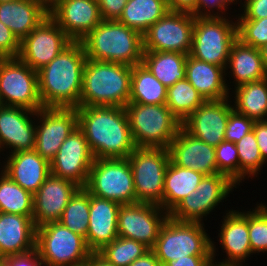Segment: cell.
<instances>
[{
  "instance_id": "cell-1",
  "label": "cell",
  "mask_w": 267,
  "mask_h": 266,
  "mask_svg": "<svg viewBox=\"0 0 267 266\" xmlns=\"http://www.w3.org/2000/svg\"><path fill=\"white\" fill-rule=\"evenodd\" d=\"M77 116L94 159L128 158L135 150L124 107L79 106Z\"/></svg>"
},
{
  "instance_id": "cell-2",
  "label": "cell",
  "mask_w": 267,
  "mask_h": 266,
  "mask_svg": "<svg viewBox=\"0 0 267 266\" xmlns=\"http://www.w3.org/2000/svg\"><path fill=\"white\" fill-rule=\"evenodd\" d=\"M86 60L81 41H72L48 65L37 71L43 107H79Z\"/></svg>"
},
{
  "instance_id": "cell-3",
  "label": "cell",
  "mask_w": 267,
  "mask_h": 266,
  "mask_svg": "<svg viewBox=\"0 0 267 266\" xmlns=\"http://www.w3.org/2000/svg\"><path fill=\"white\" fill-rule=\"evenodd\" d=\"M132 66L86 60L79 106L125 107L130 99Z\"/></svg>"
},
{
  "instance_id": "cell-4",
  "label": "cell",
  "mask_w": 267,
  "mask_h": 266,
  "mask_svg": "<svg viewBox=\"0 0 267 266\" xmlns=\"http://www.w3.org/2000/svg\"><path fill=\"white\" fill-rule=\"evenodd\" d=\"M80 41L88 59L132 67L142 63L143 35L117 20H102Z\"/></svg>"
},
{
  "instance_id": "cell-5",
  "label": "cell",
  "mask_w": 267,
  "mask_h": 266,
  "mask_svg": "<svg viewBox=\"0 0 267 266\" xmlns=\"http://www.w3.org/2000/svg\"><path fill=\"white\" fill-rule=\"evenodd\" d=\"M136 147L168 149L181 128V121L166 104L128 102L124 107Z\"/></svg>"
},
{
  "instance_id": "cell-6",
  "label": "cell",
  "mask_w": 267,
  "mask_h": 266,
  "mask_svg": "<svg viewBox=\"0 0 267 266\" xmlns=\"http://www.w3.org/2000/svg\"><path fill=\"white\" fill-rule=\"evenodd\" d=\"M203 226L201 222L178 221L169 216L151 249L161 266L185 256H212V239Z\"/></svg>"
},
{
  "instance_id": "cell-7",
  "label": "cell",
  "mask_w": 267,
  "mask_h": 266,
  "mask_svg": "<svg viewBox=\"0 0 267 266\" xmlns=\"http://www.w3.org/2000/svg\"><path fill=\"white\" fill-rule=\"evenodd\" d=\"M228 18L195 17L189 55L226 69L231 46L237 39V19Z\"/></svg>"
},
{
  "instance_id": "cell-8",
  "label": "cell",
  "mask_w": 267,
  "mask_h": 266,
  "mask_svg": "<svg viewBox=\"0 0 267 266\" xmlns=\"http://www.w3.org/2000/svg\"><path fill=\"white\" fill-rule=\"evenodd\" d=\"M35 250L45 266H75L92 253L83 236L58 221L37 227Z\"/></svg>"
},
{
  "instance_id": "cell-9",
  "label": "cell",
  "mask_w": 267,
  "mask_h": 266,
  "mask_svg": "<svg viewBox=\"0 0 267 266\" xmlns=\"http://www.w3.org/2000/svg\"><path fill=\"white\" fill-rule=\"evenodd\" d=\"M84 188L90 195L121 205L136 203L133 173L128 158L94 159Z\"/></svg>"
},
{
  "instance_id": "cell-10",
  "label": "cell",
  "mask_w": 267,
  "mask_h": 266,
  "mask_svg": "<svg viewBox=\"0 0 267 266\" xmlns=\"http://www.w3.org/2000/svg\"><path fill=\"white\" fill-rule=\"evenodd\" d=\"M136 193V203L159 205L163 209V186L170 163L168 149L136 147L128 157Z\"/></svg>"
},
{
  "instance_id": "cell-11",
  "label": "cell",
  "mask_w": 267,
  "mask_h": 266,
  "mask_svg": "<svg viewBox=\"0 0 267 266\" xmlns=\"http://www.w3.org/2000/svg\"><path fill=\"white\" fill-rule=\"evenodd\" d=\"M0 104L31 111L43 108L38 73L17 58H0Z\"/></svg>"
},
{
  "instance_id": "cell-12",
  "label": "cell",
  "mask_w": 267,
  "mask_h": 266,
  "mask_svg": "<svg viewBox=\"0 0 267 266\" xmlns=\"http://www.w3.org/2000/svg\"><path fill=\"white\" fill-rule=\"evenodd\" d=\"M236 186L237 184L224 174L205 175L197 189L185 197L169 216L178 221L203 223V219L218 208L220 202H224Z\"/></svg>"
},
{
  "instance_id": "cell-13",
  "label": "cell",
  "mask_w": 267,
  "mask_h": 266,
  "mask_svg": "<svg viewBox=\"0 0 267 266\" xmlns=\"http://www.w3.org/2000/svg\"><path fill=\"white\" fill-rule=\"evenodd\" d=\"M195 17L168 11L143 34V50L190 54Z\"/></svg>"
},
{
  "instance_id": "cell-14",
  "label": "cell",
  "mask_w": 267,
  "mask_h": 266,
  "mask_svg": "<svg viewBox=\"0 0 267 266\" xmlns=\"http://www.w3.org/2000/svg\"><path fill=\"white\" fill-rule=\"evenodd\" d=\"M168 217L169 214L156 204L137 202L121 205L118 211V235L152 249Z\"/></svg>"
},
{
  "instance_id": "cell-15",
  "label": "cell",
  "mask_w": 267,
  "mask_h": 266,
  "mask_svg": "<svg viewBox=\"0 0 267 266\" xmlns=\"http://www.w3.org/2000/svg\"><path fill=\"white\" fill-rule=\"evenodd\" d=\"M77 127V108H41L36 112L34 150L50 162L58 153L62 143Z\"/></svg>"
},
{
  "instance_id": "cell-16",
  "label": "cell",
  "mask_w": 267,
  "mask_h": 266,
  "mask_svg": "<svg viewBox=\"0 0 267 266\" xmlns=\"http://www.w3.org/2000/svg\"><path fill=\"white\" fill-rule=\"evenodd\" d=\"M72 40L48 15L20 42L18 58L34 71L48 65Z\"/></svg>"
},
{
  "instance_id": "cell-17",
  "label": "cell",
  "mask_w": 267,
  "mask_h": 266,
  "mask_svg": "<svg viewBox=\"0 0 267 266\" xmlns=\"http://www.w3.org/2000/svg\"><path fill=\"white\" fill-rule=\"evenodd\" d=\"M226 212L225 216H222L223 221L218 230V241L223 252L225 250L227 258L222 259V262L215 260L217 248L215 242L211 240L212 261L219 266H243L245 260L252 255L249 240V211L231 209Z\"/></svg>"
},
{
  "instance_id": "cell-18",
  "label": "cell",
  "mask_w": 267,
  "mask_h": 266,
  "mask_svg": "<svg viewBox=\"0 0 267 266\" xmlns=\"http://www.w3.org/2000/svg\"><path fill=\"white\" fill-rule=\"evenodd\" d=\"M94 161L83 132L77 127L62 143L50 161V172L56 177L85 187Z\"/></svg>"
},
{
  "instance_id": "cell-19",
  "label": "cell",
  "mask_w": 267,
  "mask_h": 266,
  "mask_svg": "<svg viewBox=\"0 0 267 266\" xmlns=\"http://www.w3.org/2000/svg\"><path fill=\"white\" fill-rule=\"evenodd\" d=\"M229 100L231 97L205 101L181 123V127L193 137L217 147L225 140L227 121L234 109Z\"/></svg>"
},
{
  "instance_id": "cell-20",
  "label": "cell",
  "mask_w": 267,
  "mask_h": 266,
  "mask_svg": "<svg viewBox=\"0 0 267 266\" xmlns=\"http://www.w3.org/2000/svg\"><path fill=\"white\" fill-rule=\"evenodd\" d=\"M35 124L36 111L0 104V153L6 148H10L9 154L33 150L36 138Z\"/></svg>"
},
{
  "instance_id": "cell-21",
  "label": "cell",
  "mask_w": 267,
  "mask_h": 266,
  "mask_svg": "<svg viewBox=\"0 0 267 266\" xmlns=\"http://www.w3.org/2000/svg\"><path fill=\"white\" fill-rule=\"evenodd\" d=\"M48 14L72 41H80L102 21L97 0H62Z\"/></svg>"
},
{
  "instance_id": "cell-22",
  "label": "cell",
  "mask_w": 267,
  "mask_h": 266,
  "mask_svg": "<svg viewBox=\"0 0 267 266\" xmlns=\"http://www.w3.org/2000/svg\"><path fill=\"white\" fill-rule=\"evenodd\" d=\"M79 188L73 181L50 174L33 195V222L36 227L59 221L66 205Z\"/></svg>"
},
{
  "instance_id": "cell-23",
  "label": "cell",
  "mask_w": 267,
  "mask_h": 266,
  "mask_svg": "<svg viewBox=\"0 0 267 266\" xmlns=\"http://www.w3.org/2000/svg\"><path fill=\"white\" fill-rule=\"evenodd\" d=\"M168 152L170 161L180 167L193 169L204 175L218 173L215 147L193 137L182 127L171 141Z\"/></svg>"
},
{
  "instance_id": "cell-24",
  "label": "cell",
  "mask_w": 267,
  "mask_h": 266,
  "mask_svg": "<svg viewBox=\"0 0 267 266\" xmlns=\"http://www.w3.org/2000/svg\"><path fill=\"white\" fill-rule=\"evenodd\" d=\"M0 169L10 179L33 195L51 174L50 162L34 149L18 151L6 155Z\"/></svg>"
},
{
  "instance_id": "cell-25",
  "label": "cell",
  "mask_w": 267,
  "mask_h": 266,
  "mask_svg": "<svg viewBox=\"0 0 267 266\" xmlns=\"http://www.w3.org/2000/svg\"><path fill=\"white\" fill-rule=\"evenodd\" d=\"M121 204L90 195V210L86 244L92 253L99 252L118 235L117 221Z\"/></svg>"
},
{
  "instance_id": "cell-26",
  "label": "cell",
  "mask_w": 267,
  "mask_h": 266,
  "mask_svg": "<svg viewBox=\"0 0 267 266\" xmlns=\"http://www.w3.org/2000/svg\"><path fill=\"white\" fill-rule=\"evenodd\" d=\"M33 217L0 212V260L36 249Z\"/></svg>"
},
{
  "instance_id": "cell-27",
  "label": "cell",
  "mask_w": 267,
  "mask_h": 266,
  "mask_svg": "<svg viewBox=\"0 0 267 266\" xmlns=\"http://www.w3.org/2000/svg\"><path fill=\"white\" fill-rule=\"evenodd\" d=\"M226 69L197 60L189 54L185 63V78L207 100H222L233 96L226 77ZM227 82V83H226ZM232 94V95H231Z\"/></svg>"
},
{
  "instance_id": "cell-28",
  "label": "cell",
  "mask_w": 267,
  "mask_h": 266,
  "mask_svg": "<svg viewBox=\"0 0 267 266\" xmlns=\"http://www.w3.org/2000/svg\"><path fill=\"white\" fill-rule=\"evenodd\" d=\"M226 76L230 73L235 80L234 88L253 81L267 78L260 49L244 44L236 39L230 49V55L226 66Z\"/></svg>"
},
{
  "instance_id": "cell-29",
  "label": "cell",
  "mask_w": 267,
  "mask_h": 266,
  "mask_svg": "<svg viewBox=\"0 0 267 266\" xmlns=\"http://www.w3.org/2000/svg\"><path fill=\"white\" fill-rule=\"evenodd\" d=\"M49 14L32 0H14L0 3V21L21 42Z\"/></svg>"
},
{
  "instance_id": "cell-30",
  "label": "cell",
  "mask_w": 267,
  "mask_h": 266,
  "mask_svg": "<svg viewBox=\"0 0 267 266\" xmlns=\"http://www.w3.org/2000/svg\"><path fill=\"white\" fill-rule=\"evenodd\" d=\"M205 175L183 168L171 161L166 169L163 186V209L169 214L185 197L195 191Z\"/></svg>"
},
{
  "instance_id": "cell-31",
  "label": "cell",
  "mask_w": 267,
  "mask_h": 266,
  "mask_svg": "<svg viewBox=\"0 0 267 266\" xmlns=\"http://www.w3.org/2000/svg\"><path fill=\"white\" fill-rule=\"evenodd\" d=\"M187 54L144 51L142 64L166 87L185 79Z\"/></svg>"
},
{
  "instance_id": "cell-32",
  "label": "cell",
  "mask_w": 267,
  "mask_h": 266,
  "mask_svg": "<svg viewBox=\"0 0 267 266\" xmlns=\"http://www.w3.org/2000/svg\"><path fill=\"white\" fill-rule=\"evenodd\" d=\"M233 108L254 121L267 120V78L233 88Z\"/></svg>"
},
{
  "instance_id": "cell-33",
  "label": "cell",
  "mask_w": 267,
  "mask_h": 266,
  "mask_svg": "<svg viewBox=\"0 0 267 266\" xmlns=\"http://www.w3.org/2000/svg\"><path fill=\"white\" fill-rule=\"evenodd\" d=\"M168 11L166 0H128L117 21L143 35Z\"/></svg>"
},
{
  "instance_id": "cell-34",
  "label": "cell",
  "mask_w": 267,
  "mask_h": 266,
  "mask_svg": "<svg viewBox=\"0 0 267 266\" xmlns=\"http://www.w3.org/2000/svg\"><path fill=\"white\" fill-rule=\"evenodd\" d=\"M167 87L142 63L132 67L129 102L146 105L166 104Z\"/></svg>"
},
{
  "instance_id": "cell-35",
  "label": "cell",
  "mask_w": 267,
  "mask_h": 266,
  "mask_svg": "<svg viewBox=\"0 0 267 266\" xmlns=\"http://www.w3.org/2000/svg\"><path fill=\"white\" fill-rule=\"evenodd\" d=\"M205 101L186 78L167 87L166 106L181 122Z\"/></svg>"
},
{
  "instance_id": "cell-36",
  "label": "cell",
  "mask_w": 267,
  "mask_h": 266,
  "mask_svg": "<svg viewBox=\"0 0 267 266\" xmlns=\"http://www.w3.org/2000/svg\"><path fill=\"white\" fill-rule=\"evenodd\" d=\"M0 212L33 217V194L0 173Z\"/></svg>"
},
{
  "instance_id": "cell-37",
  "label": "cell",
  "mask_w": 267,
  "mask_h": 266,
  "mask_svg": "<svg viewBox=\"0 0 267 266\" xmlns=\"http://www.w3.org/2000/svg\"><path fill=\"white\" fill-rule=\"evenodd\" d=\"M90 210V194L80 187L66 205L58 222L86 239Z\"/></svg>"
},
{
  "instance_id": "cell-38",
  "label": "cell",
  "mask_w": 267,
  "mask_h": 266,
  "mask_svg": "<svg viewBox=\"0 0 267 266\" xmlns=\"http://www.w3.org/2000/svg\"><path fill=\"white\" fill-rule=\"evenodd\" d=\"M239 157V185L249 177L252 179L262 170L264 164L254 131H250L235 143ZM247 177V178H246Z\"/></svg>"
},
{
  "instance_id": "cell-39",
  "label": "cell",
  "mask_w": 267,
  "mask_h": 266,
  "mask_svg": "<svg viewBox=\"0 0 267 266\" xmlns=\"http://www.w3.org/2000/svg\"><path fill=\"white\" fill-rule=\"evenodd\" d=\"M149 250L143 243L118 236L97 253L112 265L128 266Z\"/></svg>"
},
{
  "instance_id": "cell-40",
  "label": "cell",
  "mask_w": 267,
  "mask_h": 266,
  "mask_svg": "<svg viewBox=\"0 0 267 266\" xmlns=\"http://www.w3.org/2000/svg\"><path fill=\"white\" fill-rule=\"evenodd\" d=\"M249 240L252 255L267 253V205L262 201L249 210Z\"/></svg>"
},
{
  "instance_id": "cell-41",
  "label": "cell",
  "mask_w": 267,
  "mask_h": 266,
  "mask_svg": "<svg viewBox=\"0 0 267 266\" xmlns=\"http://www.w3.org/2000/svg\"><path fill=\"white\" fill-rule=\"evenodd\" d=\"M218 173L228 176L239 187V157L235 143L222 141L215 147Z\"/></svg>"
},
{
  "instance_id": "cell-42",
  "label": "cell",
  "mask_w": 267,
  "mask_h": 266,
  "mask_svg": "<svg viewBox=\"0 0 267 266\" xmlns=\"http://www.w3.org/2000/svg\"><path fill=\"white\" fill-rule=\"evenodd\" d=\"M237 38L244 44L260 49L267 43V17L262 19H238Z\"/></svg>"
},
{
  "instance_id": "cell-43",
  "label": "cell",
  "mask_w": 267,
  "mask_h": 266,
  "mask_svg": "<svg viewBox=\"0 0 267 266\" xmlns=\"http://www.w3.org/2000/svg\"><path fill=\"white\" fill-rule=\"evenodd\" d=\"M254 122L253 119H250L233 109L230 112L227 121L225 140L233 143L238 142L247 133L252 131Z\"/></svg>"
},
{
  "instance_id": "cell-44",
  "label": "cell",
  "mask_w": 267,
  "mask_h": 266,
  "mask_svg": "<svg viewBox=\"0 0 267 266\" xmlns=\"http://www.w3.org/2000/svg\"><path fill=\"white\" fill-rule=\"evenodd\" d=\"M237 2L239 0H198L196 17H228V15H225L228 13L225 12L229 8V5L238 4Z\"/></svg>"
},
{
  "instance_id": "cell-45",
  "label": "cell",
  "mask_w": 267,
  "mask_h": 266,
  "mask_svg": "<svg viewBox=\"0 0 267 266\" xmlns=\"http://www.w3.org/2000/svg\"><path fill=\"white\" fill-rule=\"evenodd\" d=\"M20 41L12 31L0 21V58H17Z\"/></svg>"
},
{
  "instance_id": "cell-46",
  "label": "cell",
  "mask_w": 267,
  "mask_h": 266,
  "mask_svg": "<svg viewBox=\"0 0 267 266\" xmlns=\"http://www.w3.org/2000/svg\"><path fill=\"white\" fill-rule=\"evenodd\" d=\"M240 0L242 13L233 19H262L267 17V0ZM243 5V6H242ZM244 11V12H243ZM240 15V16H239Z\"/></svg>"
},
{
  "instance_id": "cell-47",
  "label": "cell",
  "mask_w": 267,
  "mask_h": 266,
  "mask_svg": "<svg viewBox=\"0 0 267 266\" xmlns=\"http://www.w3.org/2000/svg\"><path fill=\"white\" fill-rule=\"evenodd\" d=\"M128 0H97L102 20H118Z\"/></svg>"
},
{
  "instance_id": "cell-48",
  "label": "cell",
  "mask_w": 267,
  "mask_h": 266,
  "mask_svg": "<svg viewBox=\"0 0 267 266\" xmlns=\"http://www.w3.org/2000/svg\"><path fill=\"white\" fill-rule=\"evenodd\" d=\"M0 266H45L36 250L23 254L6 257L0 260Z\"/></svg>"
},
{
  "instance_id": "cell-49",
  "label": "cell",
  "mask_w": 267,
  "mask_h": 266,
  "mask_svg": "<svg viewBox=\"0 0 267 266\" xmlns=\"http://www.w3.org/2000/svg\"><path fill=\"white\" fill-rule=\"evenodd\" d=\"M263 161L267 162V120L255 121L253 129Z\"/></svg>"
},
{
  "instance_id": "cell-50",
  "label": "cell",
  "mask_w": 267,
  "mask_h": 266,
  "mask_svg": "<svg viewBox=\"0 0 267 266\" xmlns=\"http://www.w3.org/2000/svg\"><path fill=\"white\" fill-rule=\"evenodd\" d=\"M212 256H185L163 266H212Z\"/></svg>"
},
{
  "instance_id": "cell-51",
  "label": "cell",
  "mask_w": 267,
  "mask_h": 266,
  "mask_svg": "<svg viewBox=\"0 0 267 266\" xmlns=\"http://www.w3.org/2000/svg\"><path fill=\"white\" fill-rule=\"evenodd\" d=\"M169 11L189 13L196 17L198 0H166Z\"/></svg>"
},
{
  "instance_id": "cell-52",
  "label": "cell",
  "mask_w": 267,
  "mask_h": 266,
  "mask_svg": "<svg viewBox=\"0 0 267 266\" xmlns=\"http://www.w3.org/2000/svg\"><path fill=\"white\" fill-rule=\"evenodd\" d=\"M128 266H161L155 253L150 249L143 256L137 258Z\"/></svg>"
},
{
  "instance_id": "cell-53",
  "label": "cell",
  "mask_w": 267,
  "mask_h": 266,
  "mask_svg": "<svg viewBox=\"0 0 267 266\" xmlns=\"http://www.w3.org/2000/svg\"><path fill=\"white\" fill-rule=\"evenodd\" d=\"M87 262L90 264V266H115L106 261L98 253H91L87 259Z\"/></svg>"
},
{
  "instance_id": "cell-54",
  "label": "cell",
  "mask_w": 267,
  "mask_h": 266,
  "mask_svg": "<svg viewBox=\"0 0 267 266\" xmlns=\"http://www.w3.org/2000/svg\"><path fill=\"white\" fill-rule=\"evenodd\" d=\"M38 3L47 13H49L62 0H32Z\"/></svg>"
},
{
  "instance_id": "cell-55",
  "label": "cell",
  "mask_w": 267,
  "mask_h": 266,
  "mask_svg": "<svg viewBox=\"0 0 267 266\" xmlns=\"http://www.w3.org/2000/svg\"><path fill=\"white\" fill-rule=\"evenodd\" d=\"M264 69L267 75V43L260 48Z\"/></svg>"
},
{
  "instance_id": "cell-56",
  "label": "cell",
  "mask_w": 267,
  "mask_h": 266,
  "mask_svg": "<svg viewBox=\"0 0 267 266\" xmlns=\"http://www.w3.org/2000/svg\"><path fill=\"white\" fill-rule=\"evenodd\" d=\"M75 266H90V264L86 261V262H83L81 264H77Z\"/></svg>"
},
{
  "instance_id": "cell-57",
  "label": "cell",
  "mask_w": 267,
  "mask_h": 266,
  "mask_svg": "<svg viewBox=\"0 0 267 266\" xmlns=\"http://www.w3.org/2000/svg\"><path fill=\"white\" fill-rule=\"evenodd\" d=\"M10 1H14V0H0V3H3V2H10Z\"/></svg>"
}]
</instances>
